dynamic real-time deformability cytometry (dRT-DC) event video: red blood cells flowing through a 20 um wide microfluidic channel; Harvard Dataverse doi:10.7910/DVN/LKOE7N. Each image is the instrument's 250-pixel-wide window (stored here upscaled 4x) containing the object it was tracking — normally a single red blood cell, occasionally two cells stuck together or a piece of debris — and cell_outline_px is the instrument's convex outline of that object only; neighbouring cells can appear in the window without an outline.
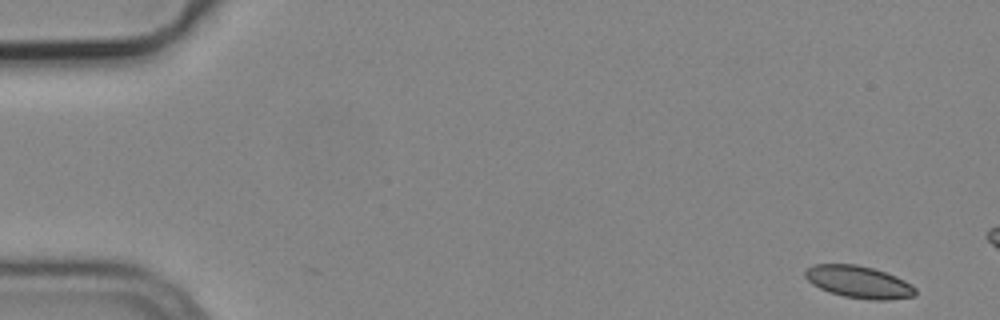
{"species": "common noctule bat (a hibernating species)", "species_latin": "Nyctalus noctula", "temperature_condition": "cold", "stored_images_in_passage": 4, "camera_frame_rate_fps": 3000, "um_per_image_px": 0.085, "animal": {"sex": "male", "body_mass_g": 19.2, "forearm_length_mm": 51.8}, "frame": {"image": 1, "passage_image": 1, "time_ms": 0.0, "image_size_px": [1000, 320], "cell_outline_px": [[916, 296], [888, 300], [868, 300], [844, 296], [828, 292], [812, 284], [804, 276], [804, 272], [808, 268], [816, 264], [856, 264], [872, 268], [896, 276], [912, 284], [916, 288]], "centroid_in_image_um": [73.01, 23.98], "position_along_channel_um": 12.0, "area_um2": 20.75}}